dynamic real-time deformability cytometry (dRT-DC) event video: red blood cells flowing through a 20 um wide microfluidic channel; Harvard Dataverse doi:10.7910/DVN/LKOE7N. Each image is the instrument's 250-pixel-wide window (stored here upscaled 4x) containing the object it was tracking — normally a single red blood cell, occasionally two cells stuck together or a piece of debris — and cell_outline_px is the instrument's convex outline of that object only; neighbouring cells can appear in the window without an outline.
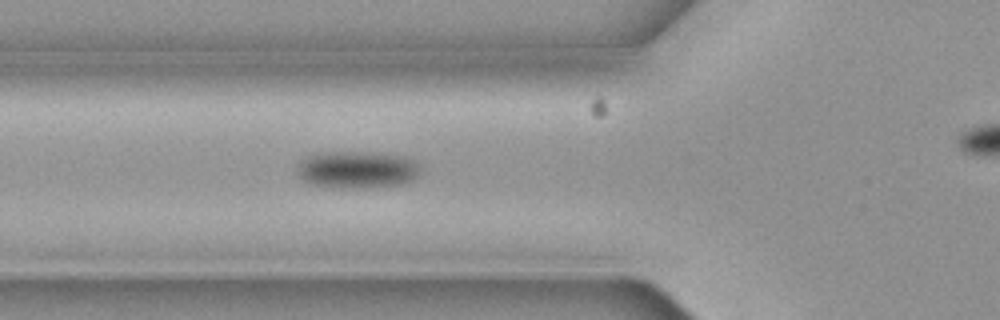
{"species": "common noctule bat (a hibernating species)", "species_latin": "Nyctalus noctula", "temperature_condition": "cold", "stored_images_in_passage": 6, "segment_of_instrument_passage": [1, 2], "camera_frame_rate_fps": 3000, "um_per_image_px": 0.085, "animal": {"sex": "female", "body_mass_g": 19.3, "forearm_length_mm": 54.1}, "frame": {"image": 1, "passage_image": 5, "time_ms": 1.333, "image_size_px": [1000, 320], "cell_outline_px": [[420, 176], [412, 180], [400, 184], [364, 188], [332, 188], [308, 184], [296, 172], [296, 168], [308, 156], [332, 152], [340, 152], [400, 156], [412, 160], [420, 168]], "centroid_in_image_um": [30.33, 14.47], "position_along_channel_um": 95.5, "area_um2": 26.13}}